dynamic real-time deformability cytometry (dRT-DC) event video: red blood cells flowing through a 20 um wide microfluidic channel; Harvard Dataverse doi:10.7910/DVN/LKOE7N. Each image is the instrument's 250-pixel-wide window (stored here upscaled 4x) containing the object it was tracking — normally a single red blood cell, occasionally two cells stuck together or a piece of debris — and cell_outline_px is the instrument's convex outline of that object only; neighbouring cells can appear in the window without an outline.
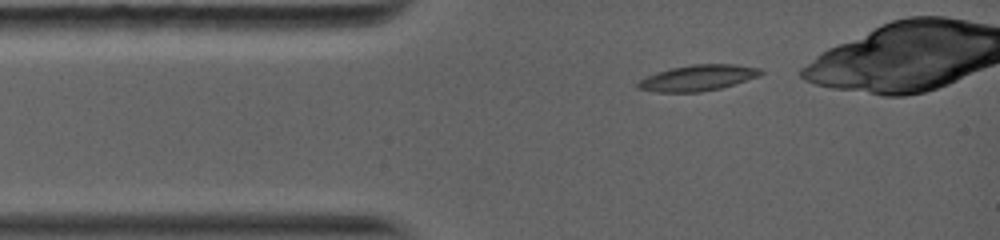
{"species": "common noctule bat (a hibernating species)", "species_latin": "Nyctalus noctula", "temperature_condition": "warm", "stored_images_in_passage": 5, "camera_frame_rate_fps": 5000, "um_per_image_px": 0.085, "animal": {"sex": "female", "body_mass_g": 19.0, "forearm_length_mm": 56.7}, "frame": {"image": 1, "passage_image": 1, "time_ms": 0.0, "image_size_px": [1000, 240], "cell_outline_px": [[764, 72], [760, 76], [720, 88], [700, 92], [656, 92], [636, 88], [636, 84], [640, 80], [656, 72], [672, 68], [692, 64], [736, 64], [760, 68]], "centroid_in_image_um": [59.32, 6.61], "position_along_channel_um": 25.7, "area_um2": 18.5}}
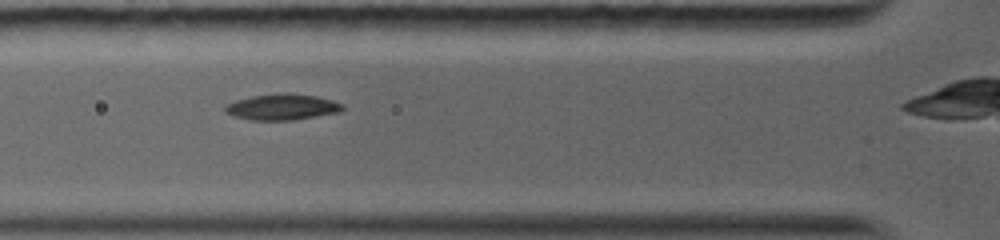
{"frame": {"image": 2, "passage_image": 4, "time_ms": 2.4, "image_size_px": [1000, 240], "cell_outline_px": [[344, 108], [340, 112], [292, 120], [248, 120], [224, 112], [224, 104], [236, 100], [252, 96], [280, 92], [288, 92], [316, 96], [332, 100], [344, 104]], "centroid_in_image_um": [23.97, 9.08], "position_along_channel_um": 101.8, "area_um2": 17.98}}
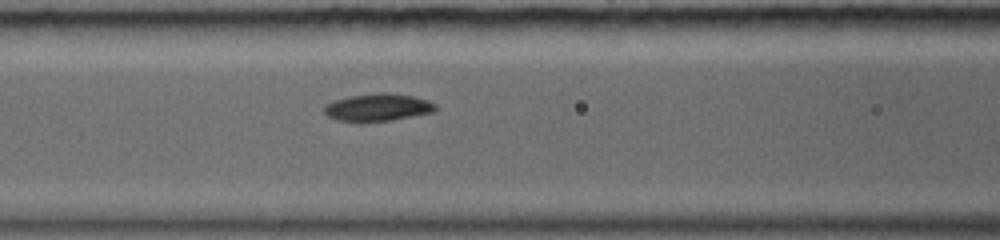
{"frame": {"image": 3, "passage_image": 5, "time_ms": 3.2, "image_size_px": [1000, 240], "cell_outline_px": [[436, 108], [432, 112], [392, 120], [360, 124], [356, 124], [336, 120], [328, 116], [324, 112], [324, 104], [332, 100], [352, 96], [380, 92], [388, 92], [412, 96], [428, 100], [436, 104]], "centroid_in_image_um": [32.04, 9.15], "position_along_channel_um": 134.6, "area_um2": 18.32}}